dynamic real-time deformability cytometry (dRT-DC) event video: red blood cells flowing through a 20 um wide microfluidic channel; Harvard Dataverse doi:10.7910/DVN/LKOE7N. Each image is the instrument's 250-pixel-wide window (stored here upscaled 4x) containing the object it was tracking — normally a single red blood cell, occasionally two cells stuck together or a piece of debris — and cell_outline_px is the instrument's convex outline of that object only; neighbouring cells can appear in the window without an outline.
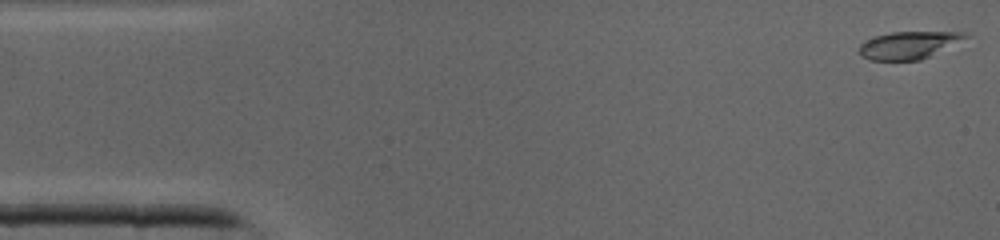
{"species": "common noctule bat (a hibernating species)", "species_latin": "Nyctalus noctula", "temperature_condition": "cold", "stored_images_in_passage": 41, "camera_frame_rate_fps": 3000, "um_per_image_px": 0.085, "animal": {"sex": "male", "body_mass_g": 19.0, "forearm_length_mm": 50.8}, "frame": {"image": 1, "passage_image": 1, "time_ms": 0.0, "image_size_px": [1000, 240], "cell_outline_px": [[972, 36], [920, 60], [868, 60], [860, 56], [860, 44], [864, 40], [876, 36], [892, 32], [964, 32]], "centroid_in_image_um": [77.22, 3.83], "position_along_channel_um": 7.8, "area_um2": 16.88}}
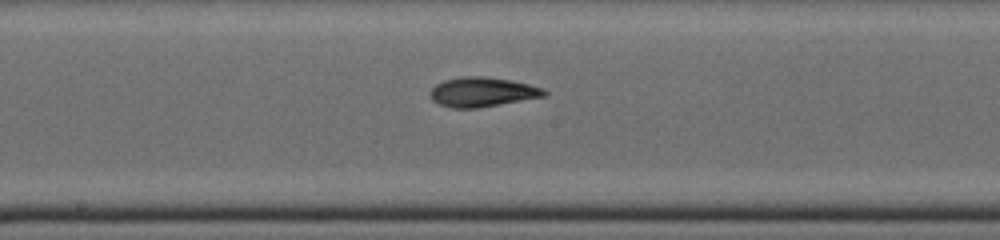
{"frame": {"image": 2, "passage_image": 21, "time_ms": 6.667, "image_size_px": [1000, 240], "cell_outline_px": [[548, 92], [544, 96], [476, 108], [452, 108], [440, 104], [432, 100], [432, 88], [436, 84], [444, 80], [460, 76], [484, 76], [508, 80], [528, 84], [544, 88]], "centroid_in_image_um": [40.99, 7.81], "position_along_channel_um": 207.2, "area_um2": 19.31}}
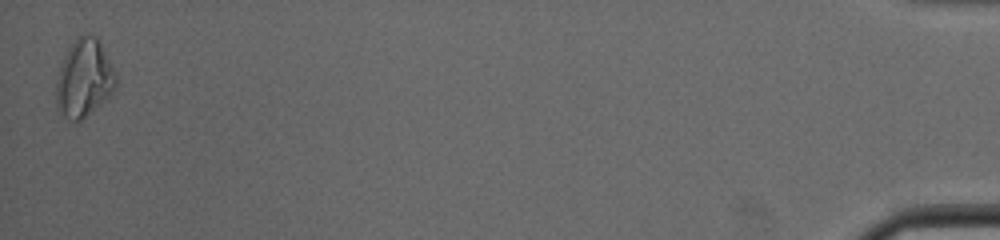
{"frame": {"image": 3, "passage_image": 41, "time_ms": 13.333, "image_size_px": [1000, 240], "cell_outline_px": [[116, 84], [112, 92], [104, 100], [80, 120], [72, 120], [64, 116], [56, 108], [56, 80], [60, 68], [68, 48], [84, 32], [88, 32], [96, 36], [112, 68], [116, 80]], "centroid_in_image_um": [7.11, 6.65], "position_along_channel_um": 428.1, "area_um2": 26.24}}